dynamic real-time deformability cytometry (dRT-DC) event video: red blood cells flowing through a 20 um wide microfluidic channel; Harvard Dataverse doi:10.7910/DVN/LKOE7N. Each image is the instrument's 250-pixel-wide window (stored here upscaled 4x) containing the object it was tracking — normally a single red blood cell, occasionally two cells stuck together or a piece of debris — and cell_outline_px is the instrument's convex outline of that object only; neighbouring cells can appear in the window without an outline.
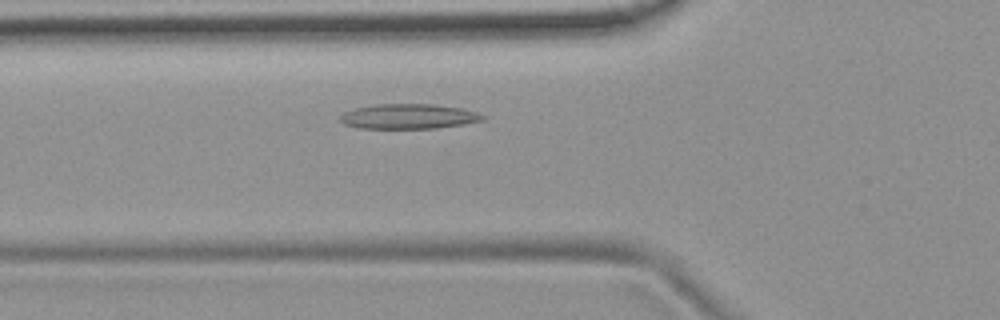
{"species": "common noctule bat (a hibernating species)", "species_latin": "Nyctalus noctula", "temperature_condition": "room temperature", "stored_images_in_passage": 42, "camera_frame_rate_fps": 3000, "um_per_image_px": 0.085, "animal": {"sex": "female", "body_mass_g": 19.9}, "frame": {"image": 1, "passage_image": 8, "time_ms": 2.333, "image_size_px": [1000, 320], "cell_outline_px": [[484, 120], [464, 124], [436, 128], [360, 128], [344, 124], [340, 120], [340, 116], [344, 112], [356, 108], [376, 104], [436, 104], [464, 108], [476, 112], [484, 116]], "centroid_in_image_um": [34.75, 9.89], "position_along_channel_um": 91.0, "area_um2": 20.69}}
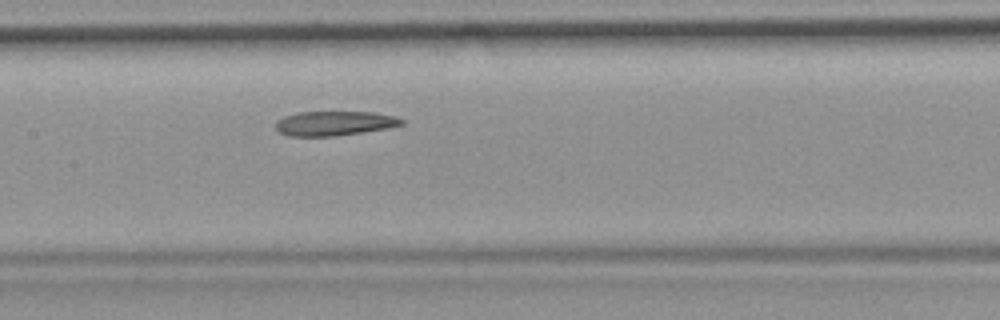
{"frame": {"image": 2, "passage_image": 15, "time_ms": 4.667, "image_size_px": [1000, 320], "cell_outline_px": [[404, 124], [388, 128], [332, 136], [288, 136], [280, 132], [276, 128], [276, 120], [284, 116], [296, 112], [376, 112], [396, 116], [404, 120]], "centroid_in_image_um": [28.42, 10.47], "position_along_channel_um": 179.0, "area_um2": 17.98}}
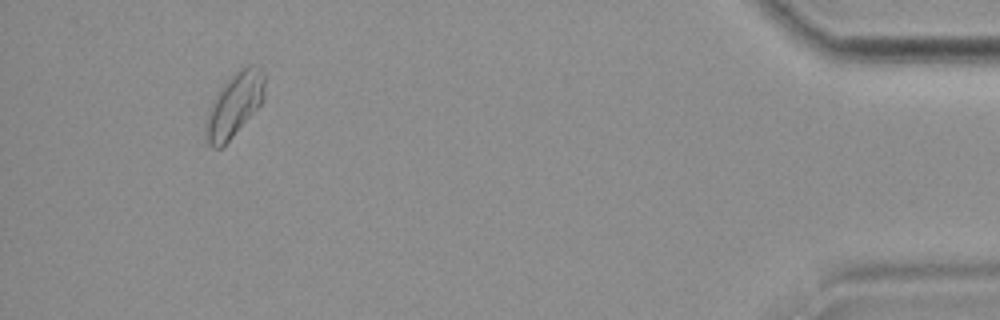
{"frame": {"image": 3, "passage_image": 39, "time_ms": 12.667, "image_size_px": [1000, 320], "cell_outline_px": [[264, 96], [260, 104], [232, 136], [220, 148], [212, 148], [208, 144], [204, 136], [204, 128], [208, 108], [216, 92], [240, 68], [248, 64], [260, 64], [264, 76]], "centroid_in_image_um": [19.88, 8.89], "position_along_channel_um": 415.3, "area_um2": 21.85}}